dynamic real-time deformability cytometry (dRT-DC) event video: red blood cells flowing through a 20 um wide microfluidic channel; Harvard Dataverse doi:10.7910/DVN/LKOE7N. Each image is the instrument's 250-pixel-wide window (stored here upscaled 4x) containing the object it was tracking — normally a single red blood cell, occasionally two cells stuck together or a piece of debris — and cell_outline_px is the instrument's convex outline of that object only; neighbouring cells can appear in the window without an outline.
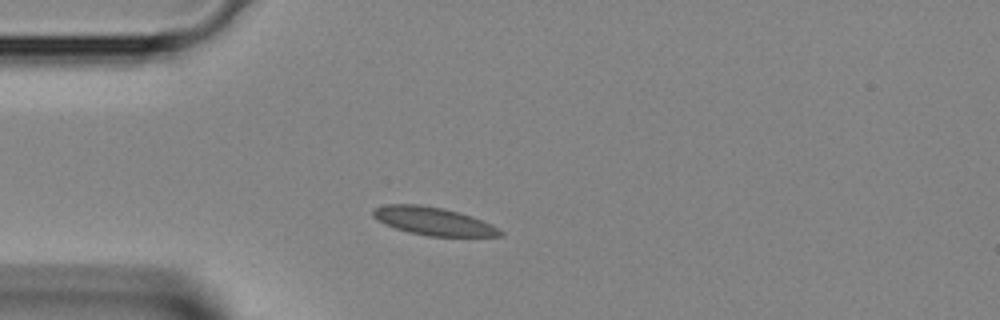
{"species": "Egyptian fruit bat (a non-hibernating species)", "species_latin": "Rousettus aegyptiacus", "temperature_condition": "room temperature", "stored_images_in_passage": 1, "camera_frame_rate_fps": 3000, "um_per_image_px": 0.085, "animal": {"sex": "female"}, "frame": {"image": 1, "passage_image": 1, "time_ms": 0.0, "image_size_px": [1000, 320], "cell_outline_px": [[504, 236], [428, 236], [408, 232], [384, 224], [376, 220], [372, 216], [372, 208], [384, 204], [420, 204], [444, 208], [460, 212], [472, 216], [492, 224], [504, 232]], "centroid_in_image_um": [36.81, 18.78], "position_along_channel_um": 48.2, "area_um2": 21.04}}